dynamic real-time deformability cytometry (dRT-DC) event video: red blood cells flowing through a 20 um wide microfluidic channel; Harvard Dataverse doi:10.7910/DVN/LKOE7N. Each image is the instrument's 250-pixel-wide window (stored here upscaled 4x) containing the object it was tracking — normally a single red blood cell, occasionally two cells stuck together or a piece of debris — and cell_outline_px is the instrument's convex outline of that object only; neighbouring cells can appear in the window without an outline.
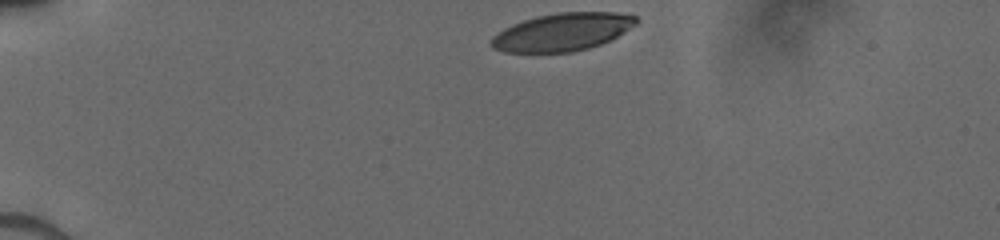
{"species": "human", "species_latin": "Homo sapiens", "temperature_condition": "cold", "stored_images_in_passage": 12, "camera_frame_rate_fps": 3000, "um_per_image_px": 0.085, "donor": {"sex": "male"}, "frame": {"image": 1, "passage_image": 1, "time_ms": 0.0, "image_size_px": [1000, 240], "cell_outline_px": [[636, 24], [616, 36], [600, 44], [588, 48], [572, 52], [504, 52], [492, 48], [488, 44], [492, 36], [504, 28], [512, 24], [536, 16], [556, 12], [616, 12], [636, 16]], "centroid_in_image_um": [47.73, 2.72], "position_along_channel_um": 37.3, "area_um2": 31.79}}
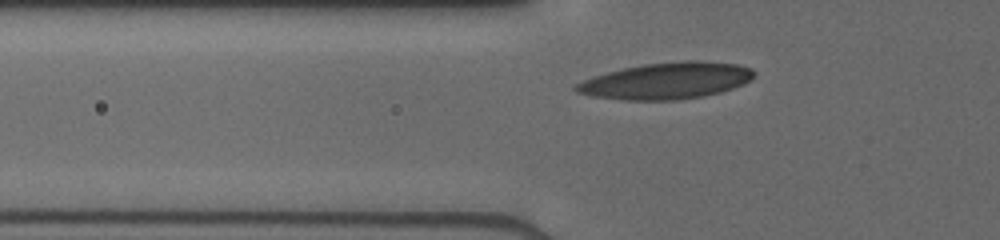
{"frame": {"image": 2, "passage_image": 7, "time_ms": 2.333, "image_size_px": [1000, 240], "cell_outline_px": [[752, 76], [744, 84], [720, 92], [700, 96], [672, 100], [624, 100], [592, 96], [576, 92], [572, 88], [576, 84], [592, 76], [620, 68], [644, 64], [680, 60], [704, 60], [736, 64], [752, 68]], "centroid_in_image_um": [56.59, 6.85], "position_along_channel_um": 69.2, "area_um2": 37.86}}
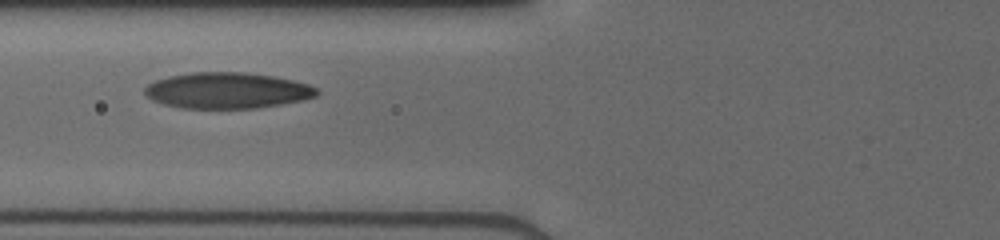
{"frame": {"image": 3, "passage_image": 10, "time_ms": 3.333, "image_size_px": [1000, 240], "cell_outline_px": [[320, 92], [316, 96], [300, 100], [280, 104], [256, 108], [180, 108], [164, 104], [152, 100], [144, 92], [144, 88], [148, 84], [156, 80], [168, 76], [192, 72], [248, 72], [276, 76], [308, 84], [316, 88]], "centroid_in_image_um": [19.3, 7.68], "position_along_channel_um": 106.5, "area_um2": 36.13}}